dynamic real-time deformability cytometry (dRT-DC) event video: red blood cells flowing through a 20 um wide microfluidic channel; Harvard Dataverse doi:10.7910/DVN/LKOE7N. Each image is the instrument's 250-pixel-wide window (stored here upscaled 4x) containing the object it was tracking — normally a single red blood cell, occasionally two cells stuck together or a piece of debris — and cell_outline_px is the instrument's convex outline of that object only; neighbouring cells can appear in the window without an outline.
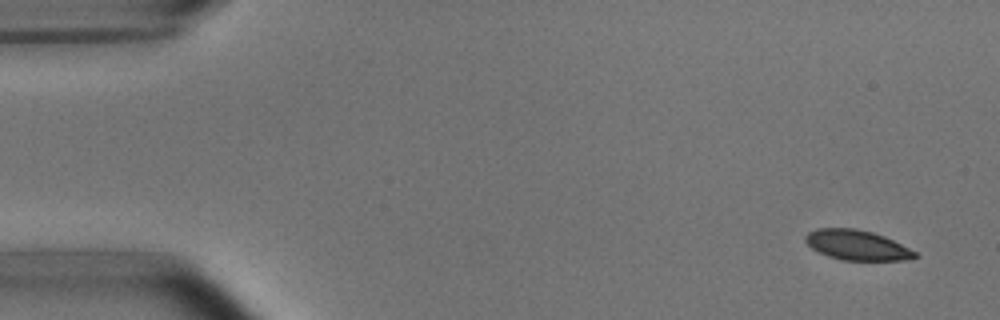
{"species": "common noctule bat (a hibernating species)", "species_latin": "Nyctalus noctula", "temperature_condition": "room temperature", "stored_images_in_passage": 10, "camera_frame_rate_fps": 3000, "um_per_image_px": 0.085, "animal": {"sex": "male", "body_mass_g": 15.6}, "frame": {"image": 1, "passage_image": 1, "time_ms": 0.0, "image_size_px": [1000, 320], "cell_outline_px": [[916, 256], [904, 260], [840, 260], [828, 256], [812, 248], [804, 240], [804, 236], [808, 232], [816, 228], [856, 228], [872, 232], [884, 236], [916, 252]], "centroid_in_image_um": [72.78, 20.82], "position_along_channel_um": 12.2, "area_um2": 18.96}}
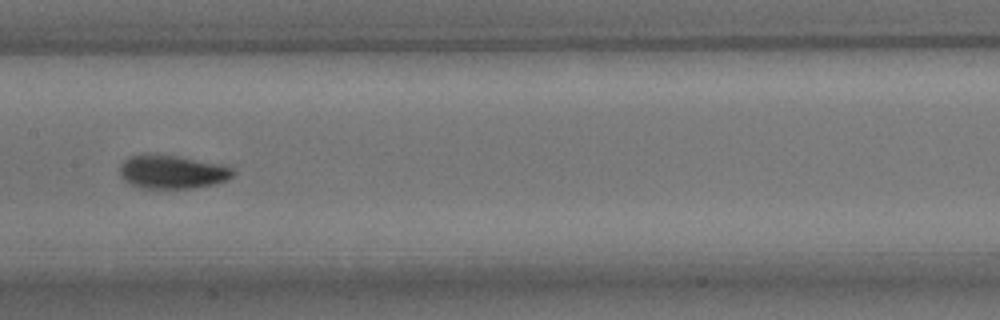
{"frame": {"image": 2, "passage_image": 8, "time_ms": 8.0, "image_size_px": [1000, 320], "cell_outline_px": [[236, 172], [228, 180], [196, 188], [140, 188], [124, 180], [120, 176], [120, 168], [124, 160], [128, 156], [180, 156], [220, 164], [232, 168]], "centroid_in_image_um": [14.67, 14.63], "position_along_channel_um": 192.7, "area_um2": 21.73}}
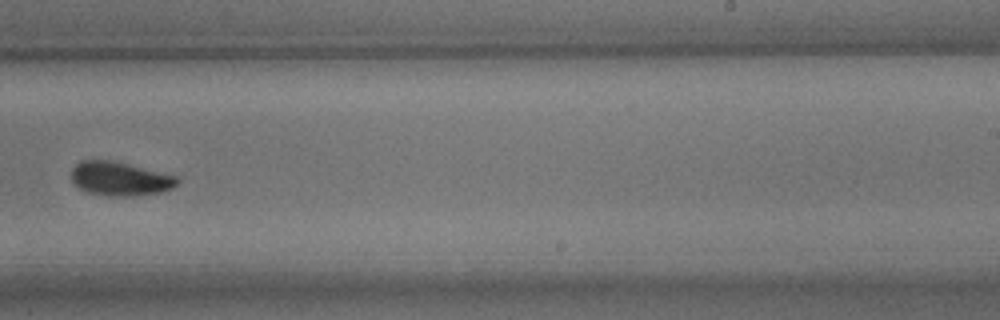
{"frame": {"image": 3, "passage_image": 10, "time_ms": 10.333, "image_size_px": [1000, 320], "cell_outline_px": [[180, 180], [172, 188], [160, 192], [132, 196], [108, 196], [88, 192], [76, 188], [72, 180], [72, 168], [80, 160], [108, 160], [176, 176]], "centroid_in_image_um": [10.14, 15.21], "position_along_channel_um": 278.9, "area_um2": 20.63}}